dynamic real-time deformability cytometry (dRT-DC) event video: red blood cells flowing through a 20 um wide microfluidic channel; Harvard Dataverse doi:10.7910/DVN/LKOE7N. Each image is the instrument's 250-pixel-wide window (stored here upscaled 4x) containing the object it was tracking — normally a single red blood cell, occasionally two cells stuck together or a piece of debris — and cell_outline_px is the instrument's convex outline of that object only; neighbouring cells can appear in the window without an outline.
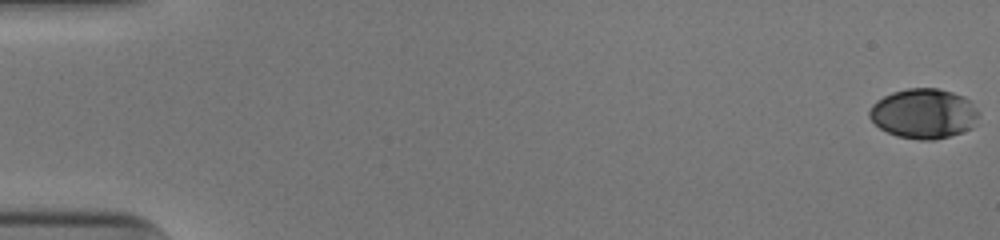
{"species": "human", "species_latin": "Homo sapiens", "temperature_condition": "cold", "stored_images_in_passage": 53, "camera_frame_rate_fps": 3000, "um_per_image_px": 0.085, "donor": {"sex": "male"}, "frame": {"image": 1, "passage_image": 1, "time_ms": 0.0, "image_size_px": [1000, 240], "cell_outline_px": [[980, 112], [972, 128], [936, 140], [920, 140], [896, 136], [880, 128], [868, 116], [868, 112], [872, 104], [876, 100], [892, 92], [908, 88], [940, 88], [964, 96]], "centroid_in_image_um": [78.5, 9.65], "position_along_channel_um": 6.5, "area_um2": 31.85}}
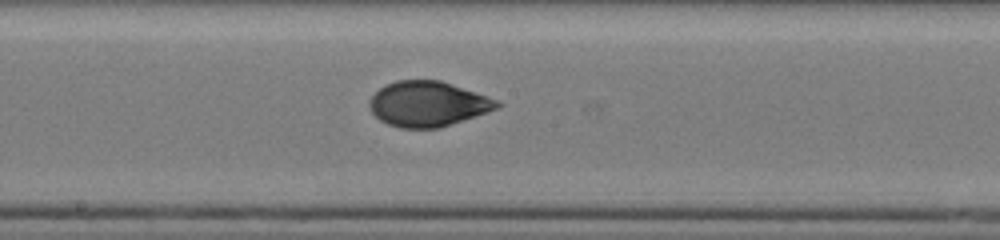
{"frame": {"image": 2, "passage_image": 30, "time_ms": 9.667, "image_size_px": [1000, 240], "cell_outline_px": [[504, 104], [500, 108], [440, 128], [400, 128], [388, 124], [380, 120], [372, 112], [368, 104], [368, 100], [380, 88], [396, 80], [440, 80], [496, 100]], "centroid_in_image_um": [36.36, 8.84], "position_along_channel_um": 211.8, "area_um2": 33.41}}
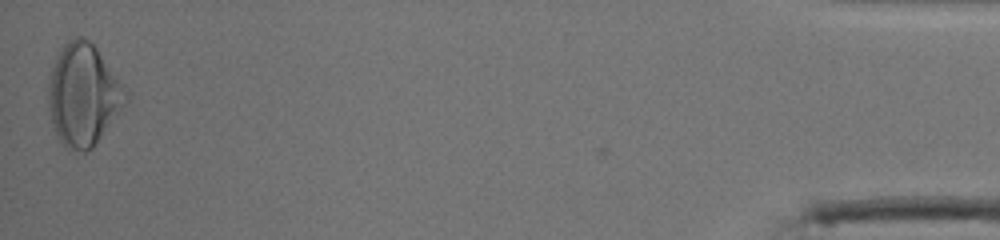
{"frame": {"image": 3, "passage_image": 53, "time_ms": 17.333, "image_size_px": [1000, 240], "cell_outline_px": [[128, 100], [120, 112], [92, 148], [84, 152], [68, 152], [64, 148], [52, 124], [48, 104], [48, 76], [56, 56], [64, 44], [68, 40], [76, 36], [84, 36], [96, 48], [128, 92]], "centroid_in_image_um": [7.05, 8.09], "position_along_channel_um": 428.1, "area_um2": 46.07}, "authors_computed_cell_mechanics": {"area_um2": 33.5818, "velocity_mm_per_s": 3.9519, "shape_relaxation_time_tau1_ms": 4.9566, "shape_relaxation_time_tau2_ms": 1.0905, "deformation_change_tau1": 0.1721, "deformation_change_tau2": 0.0456}}